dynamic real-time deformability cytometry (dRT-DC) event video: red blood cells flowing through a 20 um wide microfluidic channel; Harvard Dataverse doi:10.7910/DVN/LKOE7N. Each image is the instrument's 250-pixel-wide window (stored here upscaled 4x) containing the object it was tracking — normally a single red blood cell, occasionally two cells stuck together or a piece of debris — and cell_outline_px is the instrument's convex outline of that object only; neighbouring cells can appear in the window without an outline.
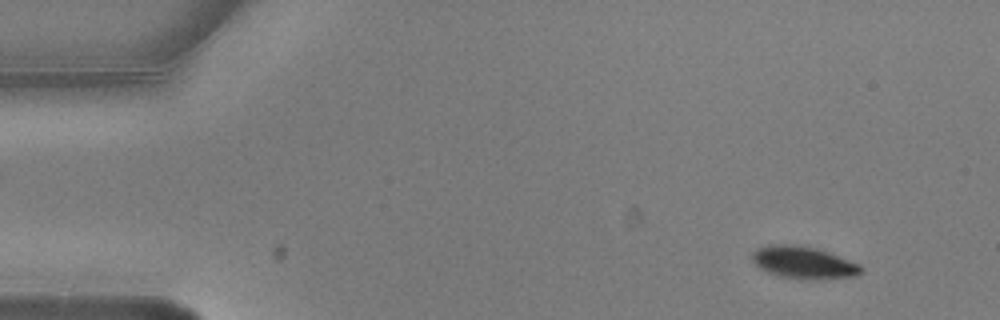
{"species": "common noctule bat (a hibernating species)", "species_latin": "Nyctalus noctula", "temperature_condition": "warm", "stored_images_in_passage": 4, "camera_frame_rate_fps": 3000, "um_per_image_px": 0.085, "animal": {"sex": "male", "body_mass_g": 20.5, "forearm_length_mm": 52.5}, "frame": {"image": 1, "passage_image": 1, "time_ms": 0.0, "image_size_px": [1000, 320], "cell_outline_px": [[864, 268], [856, 276], [820, 280], [812, 280], [776, 276], [760, 268], [752, 260], [752, 252], [756, 248], [772, 244], [796, 244], [816, 248], [828, 252], [860, 264]], "centroid_in_image_um": [68.3, 22.32], "position_along_channel_um": 16.7, "area_um2": 20.69}}
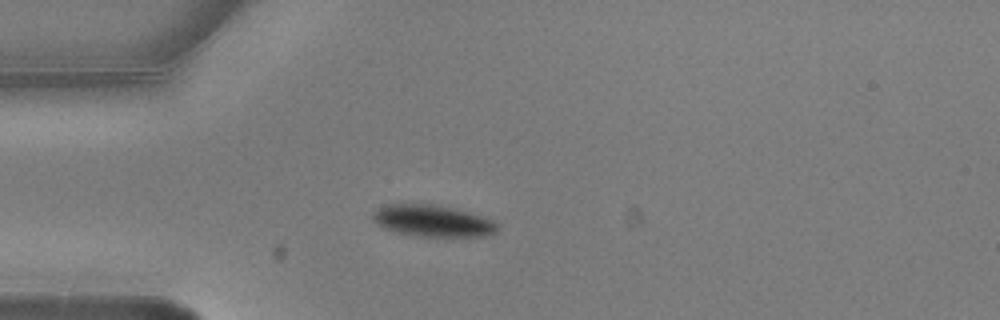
{"frame": {"image": 2, "passage_image": 3, "time_ms": 0.667, "image_size_px": [1000, 320], "cell_outline_px": [[500, 228], [496, 232], [480, 236], [420, 236], [400, 232], [388, 228], [372, 220], [372, 212], [388, 204], [440, 204], [468, 212], [492, 220]], "centroid_in_image_um": [36.8, 18.75], "position_along_channel_um": 48.2, "area_um2": 22.48}}